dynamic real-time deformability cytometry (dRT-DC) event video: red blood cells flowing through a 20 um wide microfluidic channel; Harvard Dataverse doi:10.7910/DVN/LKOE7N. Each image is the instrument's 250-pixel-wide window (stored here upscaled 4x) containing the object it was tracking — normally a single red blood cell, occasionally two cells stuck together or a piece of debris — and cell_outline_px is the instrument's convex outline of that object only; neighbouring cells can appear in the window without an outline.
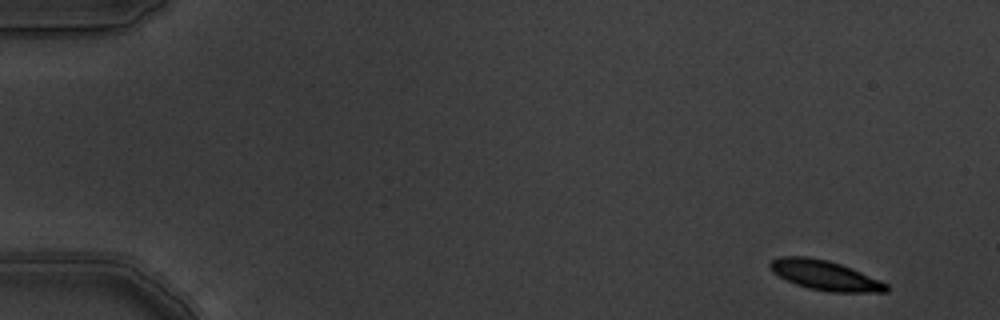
{"species": "common noctule bat (a hibernating species)", "species_latin": "Nyctalus noctula", "temperature_condition": "warm", "stored_images_in_passage": 5, "camera_frame_rate_fps": 3000, "um_per_image_px": 0.085, "animal": {"sex": "male", "body_mass_g": 19.5, "forearm_length_mm": 54.6}, "frame": {"image": 1, "passage_image": 1, "time_ms": 0.0, "image_size_px": [1000, 320], "cell_outline_px": [[888, 292], [828, 292], [808, 288], [796, 284], [772, 272], [768, 264], [772, 260], [780, 256], [808, 256], [828, 260], [852, 268], [880, 280], [888, 284]], "centroid_in_image_um": [70.12, 23.4], "position_along_channel_um": 14.9, "area_um2": 20.17}}
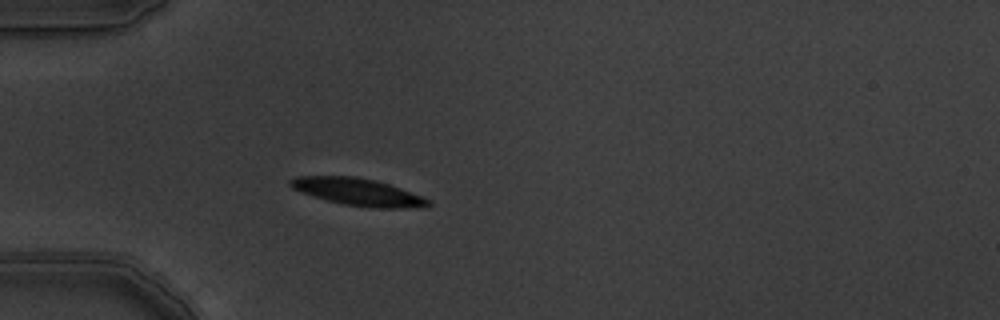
{"frame": {"image": 2, "passage_image": 5, "time_ms": 1.333, "image_size_px": [1000, 320], "cell_outline_px": [[432, 204], [400, 208], [380, 208], [344, 204], [328, 200], [300, 192], [292, 188], [288, 184], [288, 180], [296, 176], [356, 176], [376, 180], [400, 188], [432, 200]], "centroid_in_image_um": [30.37, 16.29], "position_along_channel_um": 54.6, "area_um2": 21.56}}